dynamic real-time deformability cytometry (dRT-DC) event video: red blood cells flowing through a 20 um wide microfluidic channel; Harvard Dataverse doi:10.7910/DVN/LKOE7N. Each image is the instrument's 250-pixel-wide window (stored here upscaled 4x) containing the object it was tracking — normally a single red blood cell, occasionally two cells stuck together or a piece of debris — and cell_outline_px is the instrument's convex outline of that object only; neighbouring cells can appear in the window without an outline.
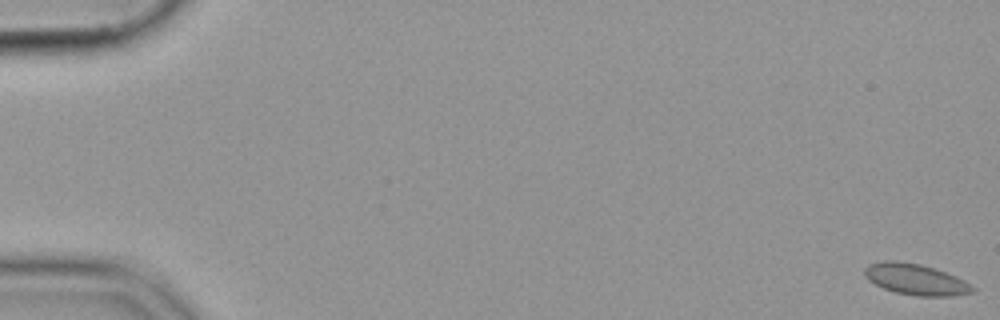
{"species": "common noctule bat (a hibernating species)", "species_latin": "Nyctalus noctula", "temperature_condition": "cold", "stored_images_in_passage": 13, "camera_frame_rate_fps": 3000, "um_per_image_px": 0.085, "animal": {"sex": "female", "body_mass_g": 19.9}, "frame": {"image": 1, "passage_image": 1, "time_ms": 0.0, "image_size_px": [1000, 320], "cell_outline_px": [[976, 288], [972, 292], [952, 296], [916, 296], [896, 292], [884, 288], [868, 280], [864, 276], [864, 268], [868, 264], [884, 260], [896, 260], [920, 264], [956, 276], [972, 284]], "centroid_in_image_um": [77.82, 23.74], "position_along_channel_um": 7.2, "area_um2": 19.54}}